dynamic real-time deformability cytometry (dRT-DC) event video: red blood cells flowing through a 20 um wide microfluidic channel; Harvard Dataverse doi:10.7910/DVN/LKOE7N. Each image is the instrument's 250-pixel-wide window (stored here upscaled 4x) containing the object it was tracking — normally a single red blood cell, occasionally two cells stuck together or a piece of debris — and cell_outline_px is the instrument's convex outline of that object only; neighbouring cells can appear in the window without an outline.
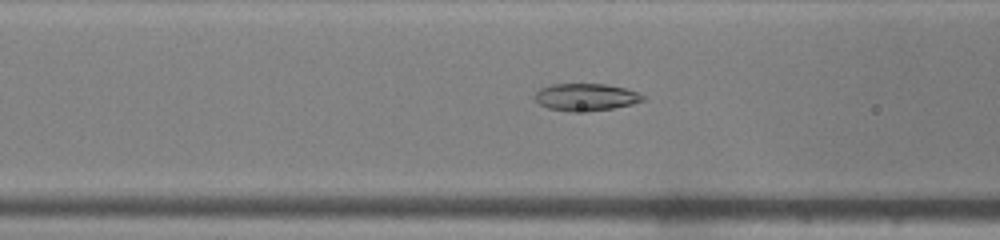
{"species": "common noctule bat (a hibernating species)", "species_latin": "Nyctalus noctula", "temperature_condition": "warm", "stored_images_in_passage": 32, "camera_frame_rate_fps": 3000, "um_per_image_px": 0.085, "animal": {"sex": "male", "body_mass_g": 19.0, "forearm_length_mm": 50.8}, "frame": {"image": 1, "passage_image": 8, "time_ms": 2.333, "image_size_px": [1000, 240], "cell_outline_px": [[644, 100], [632, 104], [612, 108], [588, 112], [572, 112], [548, 108], [540, 104], [532, 96], [540, 88], [552, 84], [608, 84], [624, 88], [636, 92], [644, 96]], "centroid_in_image_um": [49.76, 8.26], "position_along_channel_um": 116.8, "area_um2": 17.22}}
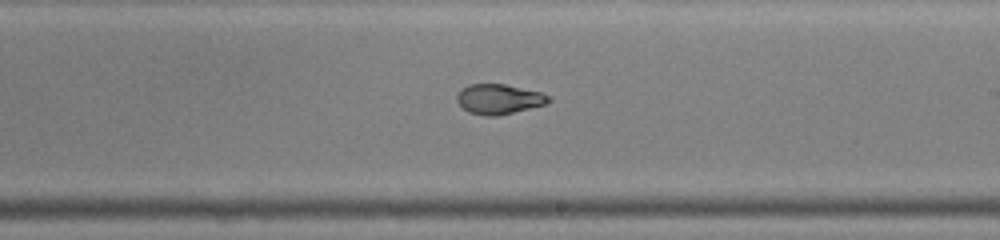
{"frame": {"image": 2, "passage_image": 17, "time_ms": 5.333, "image_size_px": [1000, 240], "cell_outline_px": [[552, 100], [544, 104], [496, 116], [484, 116], [468, 112], [456, 100], [456, 96], [468, 84], [504, 84], [540, 92], [552, 96]], "centroid_in_image_um": [42.41, 8.42], "position_along_channel_um": 246.6, "area_um2": 15.78}}
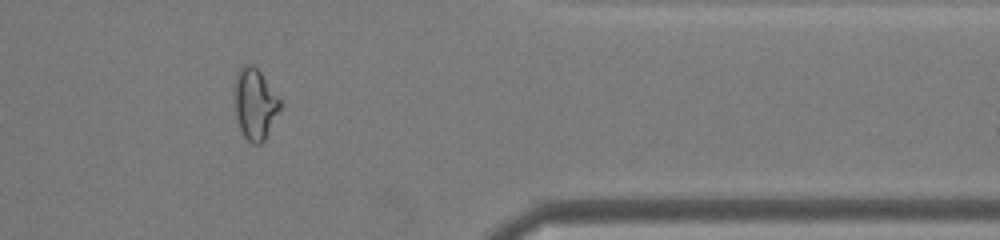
{"frame": {"image": 3, "passage_image": 28, "time_ms": 9.0, "image_size_px": [1000, 240], "cell_outline_px": [[280, 108], [264, 140], [260, 144], [252, 144], [244, 136], [240, 128], [236, 116], [236, 72], [244, 64], [252, 64], [260, 72], [280, 100]], "centroid_in_image_um": [21.67, 8.84], "position_along_channel_um": 389.7, "area_um2": 18.21}}